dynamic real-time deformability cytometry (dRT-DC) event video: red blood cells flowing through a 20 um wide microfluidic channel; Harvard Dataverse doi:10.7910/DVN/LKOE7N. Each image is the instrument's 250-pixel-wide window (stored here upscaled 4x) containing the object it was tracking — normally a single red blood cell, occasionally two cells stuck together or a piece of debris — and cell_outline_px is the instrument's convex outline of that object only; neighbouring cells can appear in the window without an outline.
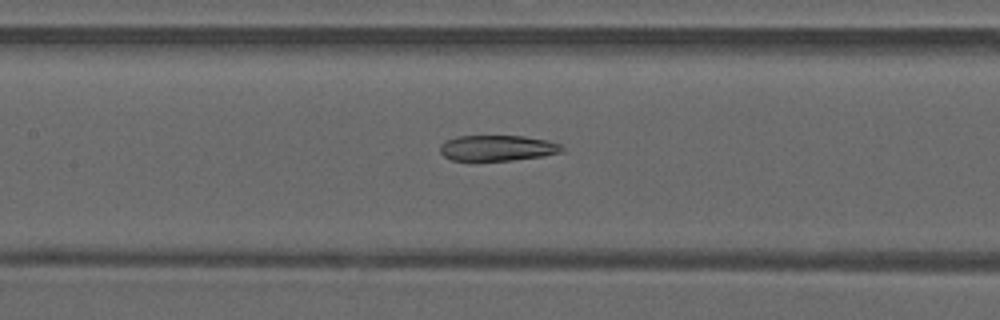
{"species": "common noctule bat (a hibernating species)", "species_latin": "Nyctalus noctula", "temperature_condition": "warm", "stored_images_in_passage": 48, "camera_frame_rate_fps": 3000, "um_per_image_px": 0.085, "animal": {"sex": "male", "forearm_length_mm": 52.5}, "frame": {"image": 1, "passage_image": 22, "time_ms": 7.0, "image_size_px": [1000, 320], "cell_outline_px": [[564, 152], [544, 156], [512, 160], [452, 160], [444, 156], [440, 152], [440, 144], [444, 140], [456, 136], [524, 136], [548, 140], [560, 144], [564, 148]], "centroid_in_image_um": [42.29, 12.57], "position_along_channel_um": 165.1, "area_um2": 18.38}}
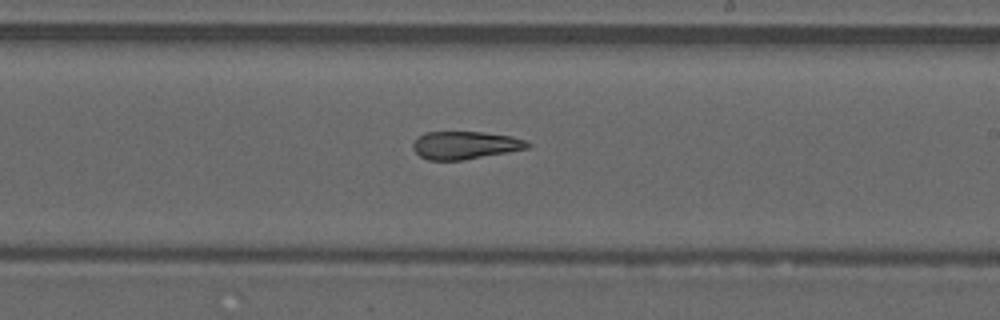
{"frame": {"image": 2, "passage_image": 28, "time_ms": 9.0, "image_size_px": [1000, 320], "cell_outline_px": [[532, 144], [528, 148], [508, 152], [460, 160], [428, 160], [420, 156], [412, 148], [412, 144], [424, 132], [484, 132], [512, 136], [524, 140]], "centroid_in_image_um": [39.54, 12.34], "position_along_channel_um": 249.5, "area_um2": 18.44}}
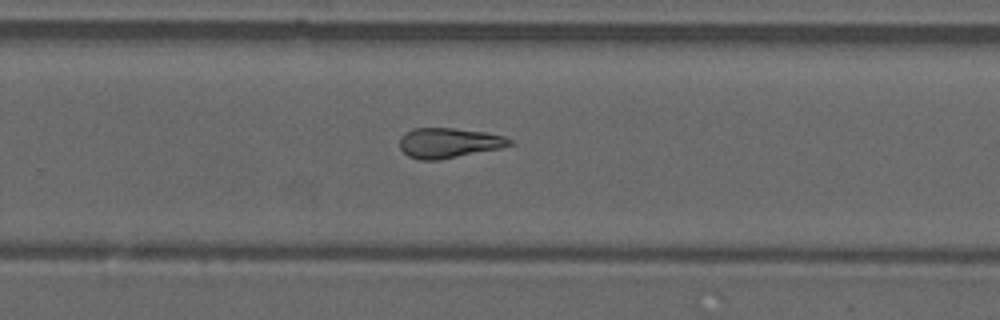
{"frame": {"image": 3, "passage_image": 31, "time_ms": 10.0, "image_size_px": [1000, 320], "cell_outline_px": [[512, 144], [500, 148], [440, 160], [420, 160], [408, 156], [400, 148], [400, 136], [404, 132], [412, 128], [452, 128], [488, 132], [504, 136], [512, 140]], "centroid_in_image_um": [38.12, 12.14], "position_along_channel_um": 291.7, "area_um2": 19.36}, "authors_computed_cell_mechanics": {"area_um2": 20.4034, "velocity_mm_per_s": 4.2276, "shape_relaxation_time_tau1_ms": null, "shape_relaxation_time_tau2_ms": 9.1518, "deformation_change_tau1": null, "deformation_change_tau2": 0.2349}}